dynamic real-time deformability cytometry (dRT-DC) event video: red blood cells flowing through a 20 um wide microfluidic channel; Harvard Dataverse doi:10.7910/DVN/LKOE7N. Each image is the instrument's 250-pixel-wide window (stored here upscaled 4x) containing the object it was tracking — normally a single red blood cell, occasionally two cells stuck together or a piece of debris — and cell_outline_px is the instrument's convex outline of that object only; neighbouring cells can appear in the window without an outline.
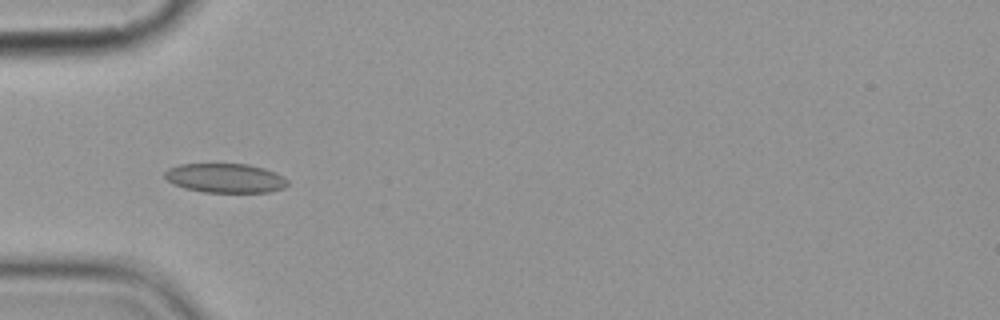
{"species": "common noctule bat (a hibernating species)", "species_latin": "Nyctalus noctula", "temperature_condition": "cold", "stored_images_in_passage": 7, "camera_frame_rate_fps": 3000, "um_per_image_px": 0.085, "animal": {"sex": "female", "body_mass_g": 19.9}, "frame": {"image": 1, "passage_image": 6, "time_ms": 6.0, "image_size_px": [1000, 320], "cell_outline_px": [[288, 184], [284, 188], [268, 192], [204, 192], [184, 188], [172, 184], [164, 176], [164, 172], [168, 168], [180, 164], [248, 164], [264, 168], [276, 172], [284, 176], [288, 180]], "centroid_in_image_um": [19.16, 15.13], "position_along_channel_um": 65.8, "area_um2": 21.1}}
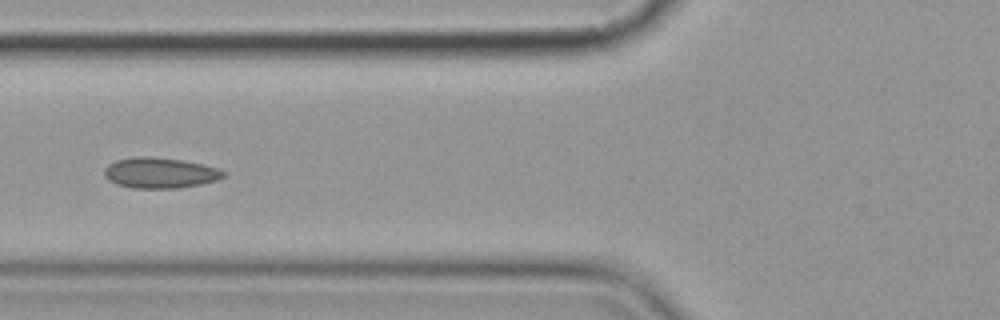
{"frame": {"image": 2, "passage_image": 7, "time_ms": 7.333, "image_size_px": [1000, 320], "cell_outline_px": [[224, 176], [216, 180], [200, 184], [176, 188], [132, 188], [116, 184], [108, 180], [104, 176], [104, 168], [108, 164], [116, 160], [136, 156], [152, 156], [184, 160], [216, 168], [224, 172]], "centroid_in_image_um": [13.53, 14.68], "position_along_channel_um": 112.3, "area_um2": 21.21}}